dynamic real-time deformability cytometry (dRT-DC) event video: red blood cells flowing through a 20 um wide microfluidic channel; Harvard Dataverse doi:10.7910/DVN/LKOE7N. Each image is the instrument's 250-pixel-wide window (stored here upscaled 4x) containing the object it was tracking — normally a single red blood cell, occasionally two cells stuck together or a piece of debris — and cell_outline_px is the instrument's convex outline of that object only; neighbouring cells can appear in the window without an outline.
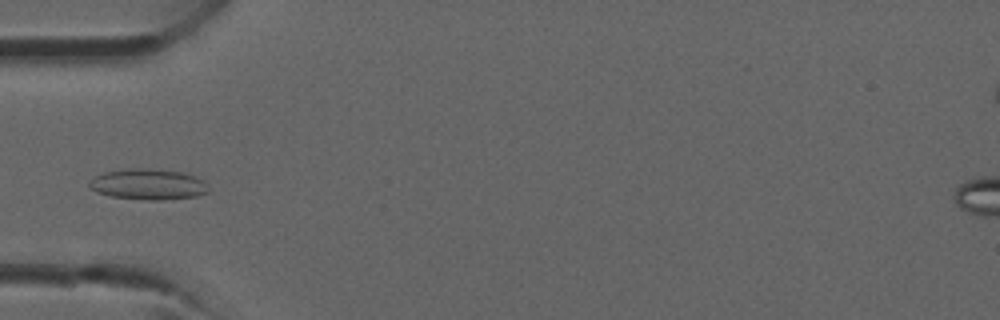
{"species": "common noctule bat (a hibernating species)", "species_latin": "Nyctalus noctula", "temperature_condition": "room temperature", "stored_images_in_passage": 32, "camera_frame_rate_fps": 3000, "um_per_image_px": 0.085, "animal": {"sex": "male", "forearm_length_mm": 52.5}, "frame": {"image": 1, "passage_image": 10, "time_ms": 3.0, "image_size_px": [1000, 320], "cell_outline_px": [[208, 192], [196, 196], [160, 200], [148, 200], [112, 196], [96, 192], [88, 184], [96, 176], [104, 172], [132, 168], [148, 168], [180, 172], [196, 176], [204, 180], [208, 188]], "centroid_in_image_um": [12.62, 15.66], "position_along_channel_um": 72.4, "area_um2": 21.15}}
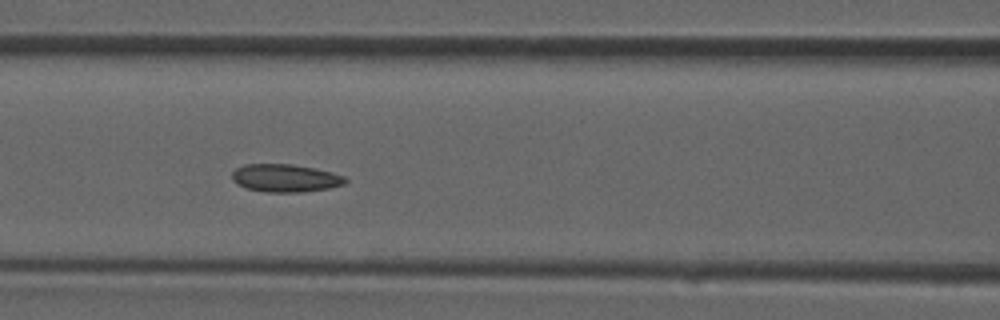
{"frame": {"image": 2, "passage_image": 14, "time_ms": 4.333, "image_size_px": [1000, 320], "cell_outline_px": [[348, 180], [344, 184], [328, 188], [300, 192], [264, 192], [244, 188], [236, 184], [232, 180], [232, 172], [236, 168], [244, 164], [292, 164], [316, 168], [332, 172], [344, 176]], "centroid_in_image_um": [24.22, 15.13], "position_along_channel_um": 142.4, "area_um2": 18.55}}